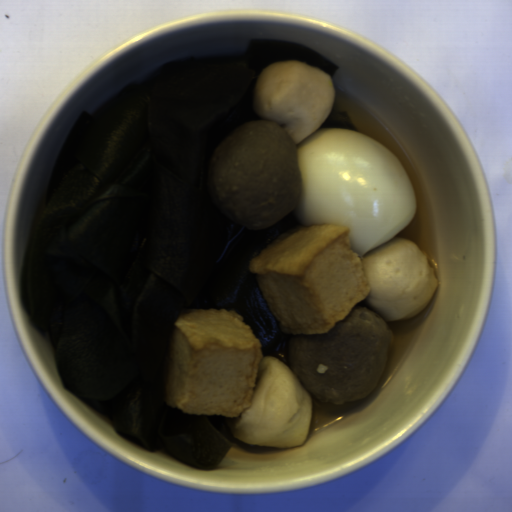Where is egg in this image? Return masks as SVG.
<instances>
[{"label":"egg","instance_id":"1","mask_svg":"<svg viewBox=\"0 0 512 512\" xmlns=\"http://www.w3.org/2000/svg\"><path fill=\"white\" fill-rule=\"evenodd\" d=\"M296 153L297 220L306 226L341 225L361 258L396 238L415 218L405 165L367 133L324 127L300 142Z\"/></svg>","mask_w":512,"mask_h":512}]
</instances>
